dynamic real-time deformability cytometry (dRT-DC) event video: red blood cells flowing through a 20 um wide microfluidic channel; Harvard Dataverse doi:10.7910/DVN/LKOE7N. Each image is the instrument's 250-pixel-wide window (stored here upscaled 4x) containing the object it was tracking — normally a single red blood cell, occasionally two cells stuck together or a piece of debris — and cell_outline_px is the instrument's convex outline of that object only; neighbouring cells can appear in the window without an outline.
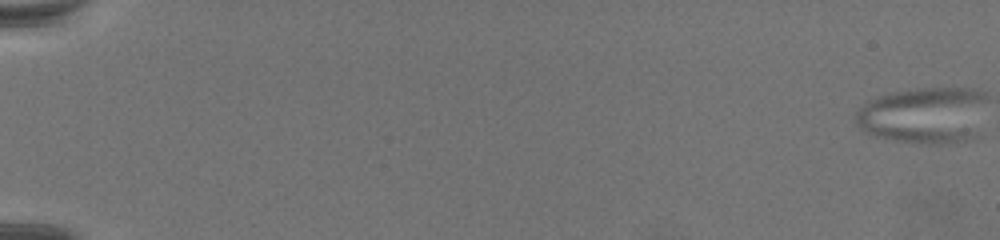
{"species": "common noctule bat (a hibernating species)", "species_latin": "Nyctalus noctula", "temperature_condition": "warm", "stored_images_in_passage": 75, "camera_frame_rate_fps": 3000, "um_per_image_px": 0.085, "animal": {"sex": "female", "body_mass_g": 19.5, "forearm_length_mm": 54.1}, "frame": {"image": 1, "passage_image": 1, "time_ms": 0.0, "image_size_px": [1000, 240], "cell_outline_px": [[976, 96], [956, 140], [904, 140], [884, 136], [872, 132], [864, 128], [856, 116], [856, 112], [876, 100], [884, 96], [900, 92], [928, 88], [960, 88], [972, 92]], "centroid_in_image_um": [78.1, 9.7], "position_along_channel_um": 6.9, "area_um2": 34.85}}
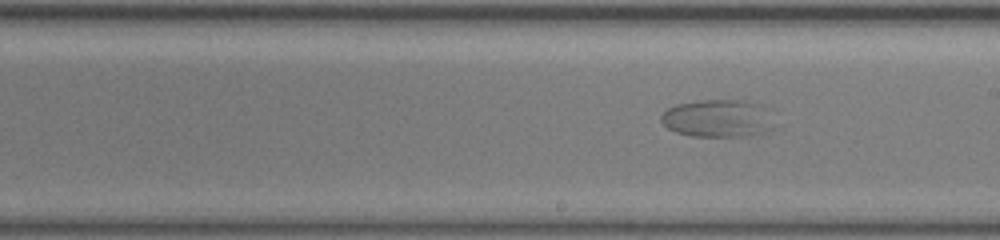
{"frame": {"image": 2, "passage_image": 46, "time_ms": 15.0, "image_size_px": [1000, 240], "cell_outline_px": [[764, 132], [744, 136], [692, 136], [676, 132], [668, 128], [660, 120], [660, 116], [668, 108], [676, 104], [704, 100], [736, 100], [752, 104], [764, 128]], "centroid_in_image_um": [60.62, 10.08], "position_along_channel_um": 228.4, "area_um2": 22.43}}
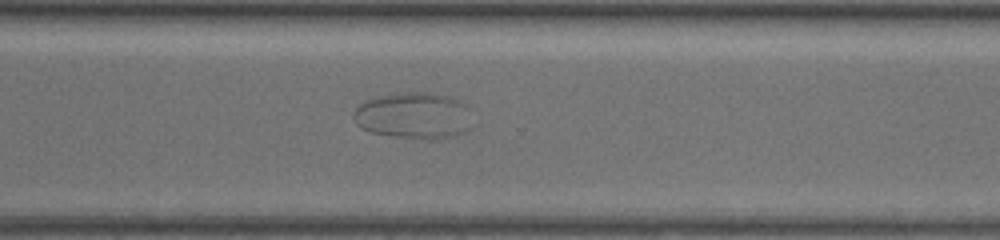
{"frame": {"image": 3, "passage_image": 57, "time_ms": 18.667, "image_size_px": [1000, 240], "cell_outline_px": [[476, 124], [468, 132], [456, 136], [436, 140], [432, 140], [400, 136], [372, 132], [360, 128], [356, 124], [352, 116], [352, 112], [360, 104], [368, 100], [380, 96], [412, 92], [424, 92], [448, 96], [464, 104], [468, 108]], "centroid_in_image_um": [35.25, 9.86], "position_along_channel_um": 335.3, "area_um2": 32.43}}